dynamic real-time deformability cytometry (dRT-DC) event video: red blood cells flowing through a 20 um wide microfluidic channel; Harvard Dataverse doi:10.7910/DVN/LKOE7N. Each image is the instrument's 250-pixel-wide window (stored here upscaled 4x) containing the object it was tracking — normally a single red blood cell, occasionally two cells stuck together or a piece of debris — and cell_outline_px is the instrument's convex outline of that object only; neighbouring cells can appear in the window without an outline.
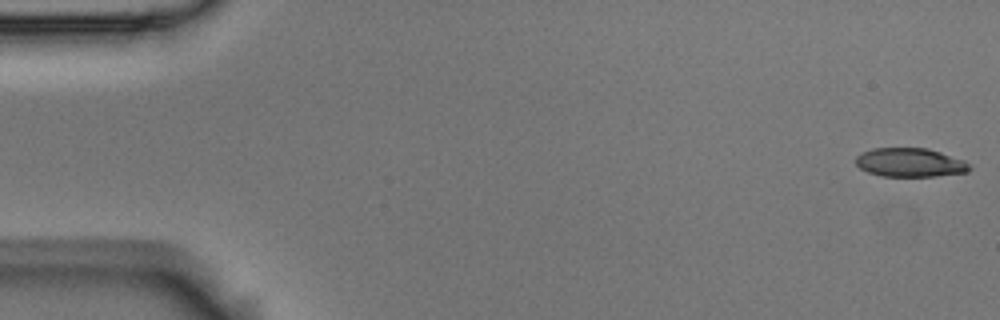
{"species": "Egyptian fruit bat (a non-hibernating species)", "species_latin": "Rousettus aegyptiacus", "temperature_condition": "room temperature", "stored_images_in_passage": 5, "camera_frame_rate_fps": 3000, "um_per_image_px": 0.085, "animal": {"sex": "male"}, "frame": {"image": 1, "passage_image": 1, "time_ms": 0.0, "image_size_px": [1000, 320], "cell_outline_px": [[972, 168], [968, 172], [936, 176], [880, 176], [868, 172], [860, 168], [856, 164], [856, 156], [860, 152], [872, 148], [928, 148], [964, 160], [972, 164]], "centroid_in_image_um": [77.37, 13.81], "position_along_channel_um": 7.6, "area_um2": 19.31}}
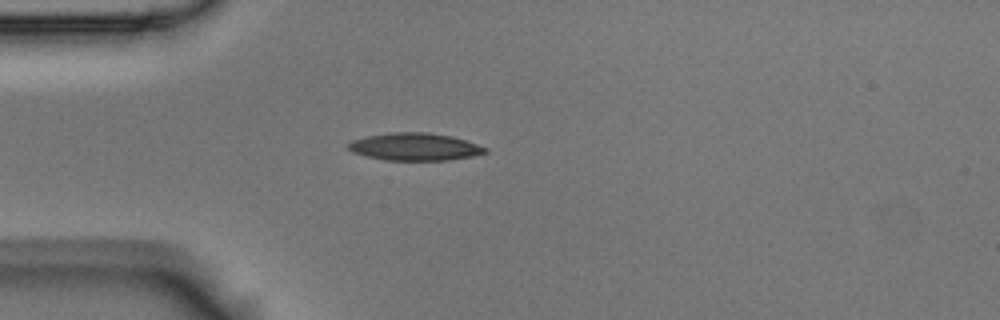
{"frame": {"image": 2, "passage_image": 5, "time_ms": 1.333, "image_size_px": [1000, 320], "cell_outline_px": [[488, 152], [472, 156], [448, 160], [384, 160], [352, 152], [348, 148], [348, 144], [352, 140], [368, 136], [392, 132], [428, 132], [452, 136], [488, 148]], "centroid_in_image_um": [35.27, 12.47], "position_along_channel_um": 49.7, "area_um2": 21.79}}